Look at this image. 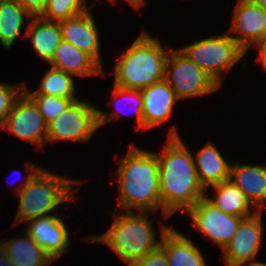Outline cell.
Here are the masks:
<instances>
[{
  "mask_svg": "<svg viewBox=\"0 0 266 266\" xmlns=\"http://www.w3.org/2000/svg\"><path fill=\"white\" fill-rule=\"evenodd\" d=\"M230 179L251 204L261 211V206L266 201V166L231 165Z\"/></svg>",
  "mask_w": 266,
  "mask_h": 266,
  "instance_id": "cell-18",
  "label": "cell"
},
{
  "mask_svg": "<svg viewBox=\"0 0 266 266\" xmlns=\"http://www.w3.org/2000/svg\"><path fill=\"white\" fill-rule=\"evenodd\" d=\"M27 163L29 174L23 187L18 190L19 208L16 219L18 223L27 222L30 219L49 216L62 202L71 200L74 191L71 186L79 183L65 179L48 170L30 166Z\"/></svg>",
  "mask_w": 266,
  "mask_h": 266,
  "instance_id": "cell-4",
  "label": "cell"
},
{
  "mask_svg": "<svg viewBox=\"0 0 266 266\" xmlns=\"http://www.w3.org/2000/svg\"><path fill=\"white\" fill-rule=\"evenodd\" d=\"M193 225L210 237L223 250L235 234L241 220L240 216L226 214L216 208L204 196L187 211Z\"/></svg>",
  "mask_w": 266,
  "mask_h": 266,
  "instance_id": "cell-10",
  "label": "cell"
},
{
  "mask_svg": "<svg viewBox=\"0 0 266 266\" xmlns=\"http://www.w3.org/2000/svg\"><path fill=\"white\" fill-rule=\"evenodd\" d=\"M164 80L173 89L178 100L212 94L220 87L180 50L170 51Z\"/></svg>",
  "mask_w": 266,
  "mask_h": 266,
  "instance_id": "cell-8",
  "label": "cell"
},
{
  "mask_svg": "<svg viewBox=\"0 0 266 266\" xmlns=\"http://www.w3.org/2000/svg\"><path fill=\"white\" fill-rule=\"evenodd\" d=\"M15 1H17L31 16H40L47 2V0H15Z\"/></svg>",
  "mask_w": 266,
  "mask_h": 266,
  "instance_id": "cell-30",
  "label": "cell"
},
{
  "mask_svg": "<svg viewBox=\"0 0 266 266\" xmlns=\"http://www.w3.org/2000/svg\"><path fill=\"white\" fill-rule=\"evenodd\" d=\"M196 156L197 177L205 191L209 185L214 186L230 179L232 164L223 158L215 145L208 142Z\"/></svg>",
  "mask_w": 266,
  "mask_h": 266,
  "instance_id": "cell-19",
  "label": "cell"
},
{
  "mask_svg": "<svg viewBox=\"0 0 266 266\" xmlns=\"http://www.w3.org/2000/svg\"><path fill=\"white\" fill-rule=\"evenodd\" d=\"M125 1L130 3L136 9H139L141 6H143L145 4L144 0H125Z\"/></svg>",
  "mask_w": 266,
  "mask_h": 266,
  "instance_id": "cell-33",
  "label": "cell"
},
{
  "mask_svg": "<svg viewBox=\"0 0 266 266\" xmlns=\"http://www.w3.org/2000/svg\"><path fill=\"white\" fill-rule=\"evenodd\" d=\"M1 128L38 147L46 142L47 123L35 103L24 92L14 101Z\"/></svg>",
  "mask_w": 266,
  "mask_h": 266,
  "instance_id": "cell-9",
  "label": "cell"
},
{
  "mask_svg": "<svg viewBox=\"0 0 266 266\" xmlns=\"http://www.w3.org/2000/svg\"><path fill=\"white\" fill-rule=\"evenodd\" d=\"M129 266H169L167 254L159 245L142 259L132 262Z\"/></svg>",
  "mask_w": 266,
  "mask_h": 266,
  "instance_id": "cell-29",
  "label": "cell"
},
{
  "mask_svg": "<svg viewBox=\"0 0 266 266\" xmlns=\"http://www.w3.org/2000/svg\"><path fill=\"white\" fill-rule=\"evenodd\" d=\"M23 85V92L25 94H43L68 99H77V97L74 96L75 86L72 75L54 67H52L45 73L40 82V88L36 91L30 92L28 91L26 84L23 83Z\"/></svg>",
  "mask_w": 266,
  "mask_h": 266,
  "instance_id": "cell-24",
  "label": "cell"
},
{
  "mask_svg": "<svg viewBox=\"0 0 266 266\" xmlns=\"http://www.w3.org/2000/svg\"><path fill=\"white\" fill-rule=\"evenodd\" d=\"M25 37L30 39L38 55L51 62L54 52L62 40L59 22L49 21L40 16H32Z\"/></svg>",
  "mask_w": 266,
  "mask_h": 266,
  "instance_id": "cell-20",
  "label": "cell"
},
{
  "mask_svg": "<svg viewBox=\"0 0 266 266\" xmlns=\"http://www.w3.org/2000/svg\"><path fill=\"white\" fill-rule=\"evenodd\" d=\"M19 87L18 85H4L0 83V128L5 122L7 115L11 111L14 101L23 92L22 88L24 85H19Z\"/></svg>",
  "mask_w": 266,
  "mask_h": 266,
  "instance_id": "cell-27",
  "label": "cell"
},
{
  "mask_svg": "<svg viewBox=\"0 0 266 266\" xmlns=\"http://www.w3.org/2000/svg\"><path fill=\"white\" fill-rule=\"evenodd\" d=\"M143 96V128H151L168 120L173 105L178 101L173 89L165 80L141 89Z\"/></svg>",
  "mask_w": 266,
  "mask_h": 266,
  "instance_id": "cell-15",
  "label": "cell"
},
{
  "mask_svg": "<svg viewBox=\"0 0 266 266\" xmlns=\"http://www.w3.org/2000/svg\"><path fill=\"white\" fill-rule=\"evenodd\" d=\"M258 60L262 61L264 68L266 69V57H259Z\"/></svg>",
  "mask_w": 266,
  "mask_h": 266,
  "instance_id": "cell-36",
  "label": "cell"
},
{
  "mask_svg": "<svg viewBox=\"0 0 266 266\" xmlns=\"http://www.w3.org/2000/svg\"><path fill=\"white\" fill-rule=\"evenodd\" d=\"M212 187L215 188V193H217L216 198H209L208 195H205V197L222 212L234 216H240L243 219L258 212V210L252 206L245 194L231 179L223 181ZM251 207H253V213L250 211V209H252Z\"/></svg>",
  "mask_w": 266,
  "mask_h": 266,
  "instance_id": "cell-21",
  "label": "cell"
},
{
  "mask_svg": "<svg viewBox=\"0 0 266 266\" xmlns=\"http://www.w3.org/2000/svg\"><path fill=\"white\" fill-rule=\"evenodd\" d=\"M256 5L266 10V0H252Z\"/></svg>",
  "mask_w": 266,
  "mask_h": 266,
  "instance_id": "cell-34",
  "label": "cell"
},
{
  "mask_svg": "<svg viewBox=\"0 0 266 266\" xmlns=\"http://www.w3.org/2000/svg\"><path fill=\"white\" fill-rule=\"evenodd\" d=\"M0 266H17L0 248Z\"/></svg>",
  "mask_w": 266,
  "mask_h": 266,
  "instance_id": "cell-32",
  "label": "cell"
},
{
  "mask_svg": "<svg viewBox=\"0 0 266 266\" xmlns=\"http://www.w3.org/2000/svg\"><path fill=\"white\" fill-rule=\"evenodd\" d=\"M169 53L157 39L143 32L115 65L114 86L141 90L164 80Z\"/></svg>",
  "mask_w": 266,
  "mask_h": 266,
  "instance_id": "cell-3",
  "label": "cell"
},
{
  "mask_svg": "<svg viewBox=\"0 0 266 266\" xmlns=\"http://www.w3.org/2000/svg\"><path fill=\"white\" fill-rule=\"evenodd\" d=\"M231 31L240 36H231L239 45L248 51L266 34V10L252 0H239L235 7Z\"/></svg>",
  "mask_w": 266,
  "mask_h": 266,
  "instance_id": "cell-13",
  "label": "cell"
},
{
  "mask_svg": "<svg viewBox=\"0 0 266 266\" xmlns=\"http://www.w3.org/2000/svg\"><path fill=\"white\" fill-rule=\"evenodd\" d=\"M118 188L120 206L124 210L139 212L157 211L161 208L159 163L156 153L131 146L120 159Z\"/></svg>",
  "mask_w": 266,
  "mask_h": 266,
  "instance_id": "cell-2",
  "label": "cell"
},
{
  "mask_svg": "<svg viewBox=\"0 0 266 266\" xmlns=\"http://www.w3.org/2000/svg\"><path fill=\"white\" fill-rule=\"evenodd\" d=\"M149 212L133 211L119 216L114 214V223L108 231L100 236H91V241L106 243L129 266L132 262L142 259L160 245L152 228L153 220L147 218Z\"/></svg>",
  "mask_w": 266,
  "mask_h": 266,
  "instance_id": "cell-5",
  "label": "cell"
},
{
  "mask_svg": "<svg viewBox=\"0 0 266 266\" xmlns=\"http://www.w3.org/2000/svg\"><path fill=\"white\" fill-rule=\"evenodd\" d=\"M113 116L119 118L118 114L102 112L87 101H73L60 116L47 123L46 143L56 140L87 141Z\"/></svg>",
  "mask_w": 266,
  "mask_h": 266,
  "instance_id": "cell-7",
  "label": "cell"
},
{
  "mask_svg": "<svg viewBox=\"0 0 266 266\" xmlns=\"http://www.w3.org/2000/svg\"><path fill=\"white\" fill-rule=\"evenodd\" d=\"M160 246L167 254L169 266H206L201 251L188 238L167 226H161Z\"/></svg>",
  "mask_w": 266,
  "mask_h": 266,
  "instance_id": "cell-16",
  "label": "cell"
},
{
  "mask_svg": "<svg viewBox=\"0 0 266 266\" xmlns=\"http://www.w3.org/2000/svg\"><path fill=\"white\" fill-rule=\"evenodd\" d=\"M26 233L53 260L61 257L69 246V233L66 225L57 217L50 215L28 220Z\"/></svg>",
  "mask_w": 266,
  "mask_h": 266,
  "instance_id": "cell-12",
  "label": "cell"
},
{
  "mask_svg": "<svg viewBox=\"0 0 266 266\" xmlns=\"http://www.w3.org/2000/svg\"><path fill=\"white\" fill-rule=\"evenodd\" d=\"M163 154H157L161 209L165 218L178 210L187 211L205 196L199 183L195 159L177 130L170 129Z\"/></svg>",
  "mask_w": 266,
  "mask_h": 266,
  "instance_id": "cell-1",
  "label": "cell"
},
{
  "mask_svg": "<svg viewBox=\"0 0 266 266\" xmlns=\"http://www.w3.org/2000/svg\"><path fill=\"white\" fill-rule=\"evenodd\" d=\"M0 248L17 266H46L52 260L27 233L22 239L1 242Z\"/></svg>",
  "mask_w": 266,
  "mask_h": 266,
  "instance_id": "cell-22",
  "label": "cell"
},
{
  "mask_svg": "<svg viewBox=\"0 0 266 266\" xmlns=\"http://www.w3.org/2000/svg\"><path fill=\"white\" fill-rule=\"evenodd\" d=\"M179 50L219 86L222 71L229 72L246 53L230 35L208 37Z\"/></svg>",
  "mask_w": 266,
  "mask_h": 266,
  "instance_id": "cell-6",
  "label": "cell"
},
{
  "mask_svg": "<svg viewBox=\"0 0 266 266\" xmlns=\"http://www.w3.org/2000/svg\"><path fill=\"white\" fill-rule=\"evenodd\" d=\"M52 67L81 77L102 74V66L89 54L61 40L51 60Z\"/></svg>",
  "mask_w": 266,
  "mask_h": 266,
  "instance_id": "cell-17",
  "label": "cell"
},
{
  "mask_svg": "<svg viewBox=\"0 0 266 266\" xmlns=\"http://www.w3.org/2000/svg\"><path fill=\"white\" fill-rule=\"evenodd\" d=\"M26 95L35 103L46 123L56 119L73 101L78 100L43 94Z\"/></svg>",
  "mask_w": 266,
  "mask_h": 266,
  "instance_id": "cell-26",
  "label": "cell"
},
{
  "mask_svg": "<svg viewBox=\"0 0 266 266\" xmlns=\"http://www.w3.org/2000/svg\"><path fill=\"white\" fill-rule=\"evenodd\" d=\"M24 15L32 16L15 0L0 3V41L10 48L21 33Z\"/></svg>",
  "mask_w": 266,
  "mask_h": 266,
  "instance_id": "cell-23",
  "label": "cell"
},
{
  "mask_svg": "<svg viewBox=\"0 0 266 266\" xmlns=\"http://www.w3.org/2000/svg\"><path fill=\"white\" fill-rule=\"evenodd\" d=\"M238 266H266V263H262V262H257V261H252L251 263H249L248 265L246 264H242V265H238Z\"/></svg>",
  "mask_w": 266,
  "mask_h": 266,
  "instance_id": "cell-35",
  "label": "cell"
},
{
  "mask_svg": "<svg viewBox=\"0 0 266 266\" xmlns=\"http://www.w3.org/2000/svg\"><path fill=\"white\" fill-rule=\"evenodd\" d=\"M259 49V57H266V34L255 44Z\"/></svg>",
  "mask_w": 266,
  "mask_h": 266,
  "instance_id": "cell-31",
  "label": "cell"
},
{
  "mask_svg": "<svg viewBox=\"0 0 266 266\" xmlns=\"http://www.w3.org/2000/svg\"><path fill=\"white\" fill-rule=\"evenodd\" d=\"M62 39L92 56L101 66L99 37L94 18L88 11L59 21Z\"/></svg>",
  "mask_w": 266,
  "mask_h": 266,
  "instance_id": "cell-14",
  "label": "cell"
},
{
  "mask_svg": "<svg viewBox=\"0 0 266 266\" xmlns=\"http://www.w3.org/2000/svg\"><path fill=\"white\" fill-rule=\"evenodd\" d=\"M87 11L85 0H47L40 17L59 22Z\"/></svg>",
  "mask_w": 266,
  "mask_h": 266,
  "instance_id": "cell-25",
  "label": "cell"
},
{
  "mask_svg": "<svg viewBox=\"0 0 266 266\" xmlns=\"http://www.w3.org/2000/svg\"><path fill=\"white\" fill-rule=\"evenodd\" d=\"M113 96L115 97V99L125 98V100L130 101L131 104H134L136 106L135 112L137 115L138 125L139 127H143V96L141 90L125 89L118 86H114Z\"/></svg>",
  "mask_w": 266,
  "mask_h": 266,
  "instance_id": "cell-28",
  "label": "cell"
},
{
  "mask_svg": "<svg viewBox=\"0 0 266 266\" xmlns=\"http://www.w3.org/2000/svg\"><path fill=\"white\" fill-rule=\"evenodd\" d=\"M261 216V211H258L241 220L232 239L222 250L227 266H238L254 260L262 241Z\"/></svg>",
  "mask_w": 266,
  "mask_h": 266,
  "instance_id": "cell-11",
  "label": "cell"
}]
</instances>
